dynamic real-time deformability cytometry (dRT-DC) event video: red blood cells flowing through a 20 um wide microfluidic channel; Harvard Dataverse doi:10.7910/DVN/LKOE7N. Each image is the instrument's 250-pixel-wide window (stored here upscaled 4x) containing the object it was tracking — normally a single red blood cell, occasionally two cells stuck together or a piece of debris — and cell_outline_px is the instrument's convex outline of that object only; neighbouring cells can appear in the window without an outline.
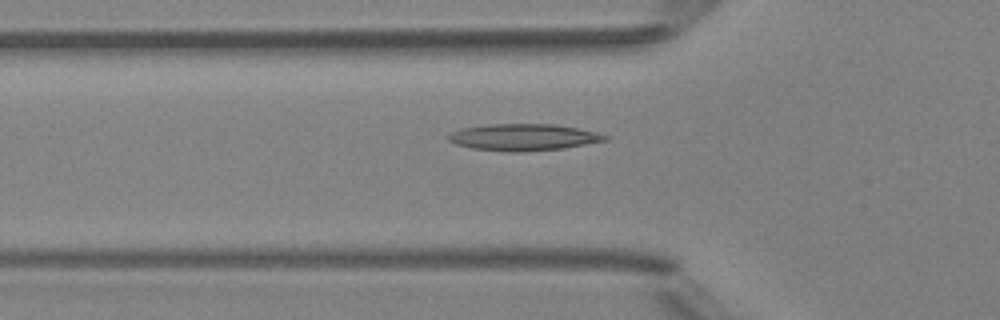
{"species": "Egyptian fruit bat (a non-hibernating species)", "species_latin": "Rousettus aegyptiacus", "temperature_condition": "room temperature", "stored_images_in_passage": 6, "segment_of_instrument_passage": [2, 2], "camera_frame_rate_fps": 3000, "um_per_image_px": 0.085, "animal": {"sex": "female"}, "frame": {"image": 1, "passage_image": 6, "time_ms": 6.667, "image_size_px": [1000, 320], "cell_outline_px": [[612, 136], [608, 140], [564, 148], [524, 152], [504, 152], [472, 148], [456, 144], [448, 140], [448, 136], [452, 132], [460, 128], [488, 124], [556, 124], [596, 132]], "centroid_in_image_um": [44.51, 11.67], "position_along_channel_um": 81.3, "area_um2": 24.57}}